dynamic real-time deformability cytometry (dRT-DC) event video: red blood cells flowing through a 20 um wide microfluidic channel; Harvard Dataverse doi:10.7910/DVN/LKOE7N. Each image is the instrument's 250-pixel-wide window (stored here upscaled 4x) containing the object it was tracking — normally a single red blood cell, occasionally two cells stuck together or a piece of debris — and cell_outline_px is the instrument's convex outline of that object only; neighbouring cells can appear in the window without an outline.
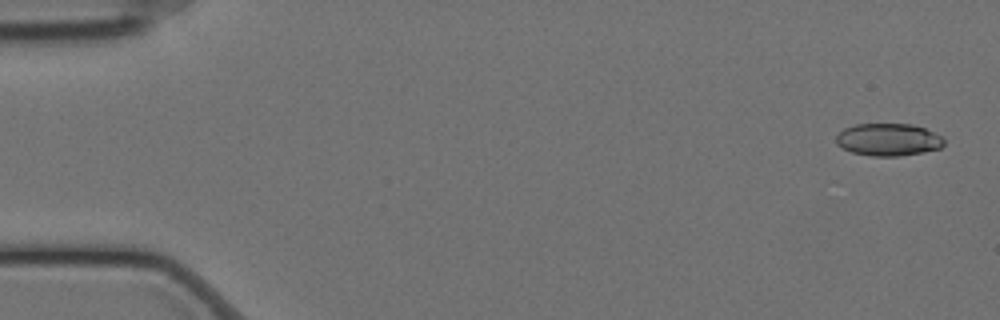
{"species": "Egyptian fruit bat (a non-hibernating species)", "species_latin": "Rousettus aegyptiacus", "temperature_condition": "cold", "stored_images_in_passage": 11, "camera_frame_rate_fps": 3000, "um_per_image_px": 0.085, "animal": {"sex": "female"}, "frame": {"image": 1, "passage_image": 2, "time_ms": 0.333, "image_size_px": [1000, 320], "cell_outline_px": [[944, 144], [940, 148], [924, 152], [900, 156], [872, 156], [852, 152], [836, 144], [836, 136], [844, 128], [856, 124], [912, 124], [924, 128], [940, 136], [944, 140]], "centroid_in_image_um": [75.5, 11.87], "position_along_channel_um": 9.5, "area_um2": 20.29}}